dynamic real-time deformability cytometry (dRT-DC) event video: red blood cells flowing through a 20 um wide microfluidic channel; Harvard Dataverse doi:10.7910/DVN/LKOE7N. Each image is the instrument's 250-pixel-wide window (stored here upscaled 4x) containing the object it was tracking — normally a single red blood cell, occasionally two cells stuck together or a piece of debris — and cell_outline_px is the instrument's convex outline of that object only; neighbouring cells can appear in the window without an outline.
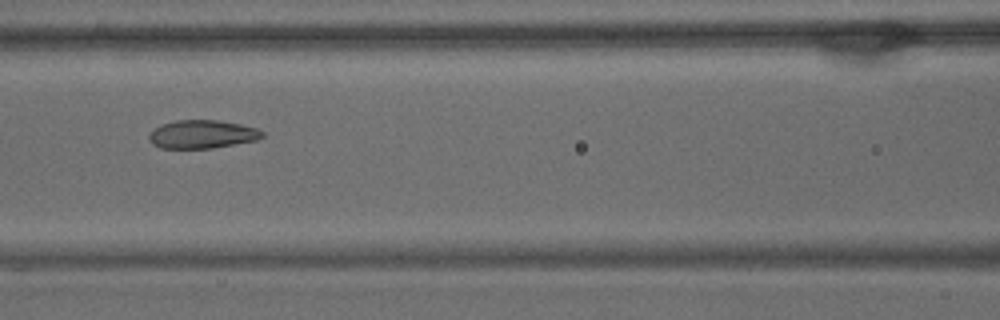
{"species": "common noctule bat (a hibernating species)", "species_latin": "Nyctalus noctula", "temperature_condition": "warm", "stored_images_in_passage": 57, "camera_frame_rate_fps": 3000, "um_per_image_px": 0.085, "animal": {"sex": "male", "body_mass_g": 15.6}, "frame": {"image": 1, "passage_image": 25, "time_ms": 8.0, "image_size_px": [1000, 320], "cell_outline_px": [[264, 136], [256, 140], [212, 148], [160, 148], [152, 144], [148, 140], [148, 136], [160, 124], [176, 120], [216, 120], [240, 124], [256, 128], [264, 132]], "centroid_in_image_um": [17.17, 11.41], "position_along_channel_um": 149.4, "area_um2": 18.61}}
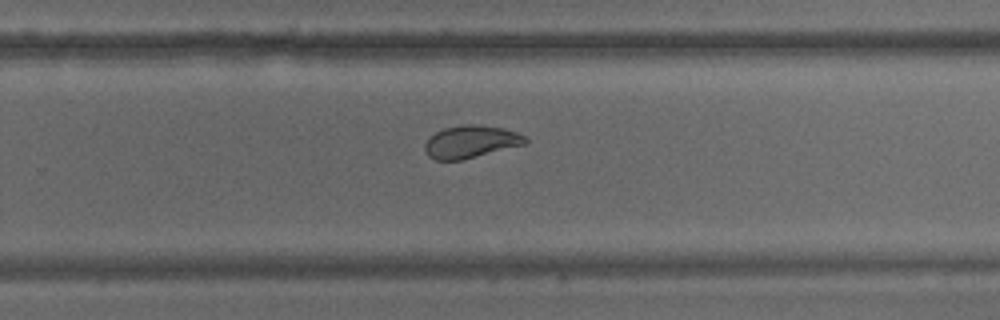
{"frame": {"image": 2, "passage_image": 37, "time_ms": 12.0, "image_size_px": [1000, 320], "cell_outline_px": [[528, 140], [524, 144], [464, 160], [436, 160], [428, 156], [424, 148], [424, 144], [436, 132], [444, 128], [464, 124], [472, 124], [504, 128], [516, 132], [524, 136]], "centroid_in_image_um": [40.0, 12.05], "position_along_channel_um": 289.8, "area_um2": 18.9}}
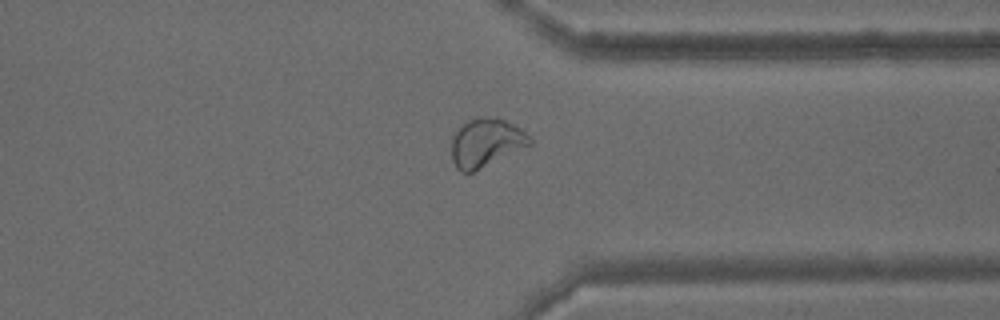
{"frame": {"image": 3, "passage_image": 44, "time_ms": 14.333, "image_size_px": [1000, 320], "cell_outline_px": [[532, 144], [472, 172], [460, 172], [456, 168], [452, 160], [452, 136], [464, 120], [480, 116], [488, 116], [504, 120], [520, 128], [532, 140]], "centroid_in_image_um": [41.26, 12.1], "position_along_channel_um": 370.1, "area_um2": 22.02}, "authors_computed_cell_mechanics": {"area_um2": 22.6576, "velocity_mm_per_s": 3.5168, "shape_relaxation_time_tau1_ms": 9.7559, "shape_relaxation_time_tau2_ms": 1.0614, "deformation_change_tau1": 0.2053, "deformation_change_tau2": 0.0577}}